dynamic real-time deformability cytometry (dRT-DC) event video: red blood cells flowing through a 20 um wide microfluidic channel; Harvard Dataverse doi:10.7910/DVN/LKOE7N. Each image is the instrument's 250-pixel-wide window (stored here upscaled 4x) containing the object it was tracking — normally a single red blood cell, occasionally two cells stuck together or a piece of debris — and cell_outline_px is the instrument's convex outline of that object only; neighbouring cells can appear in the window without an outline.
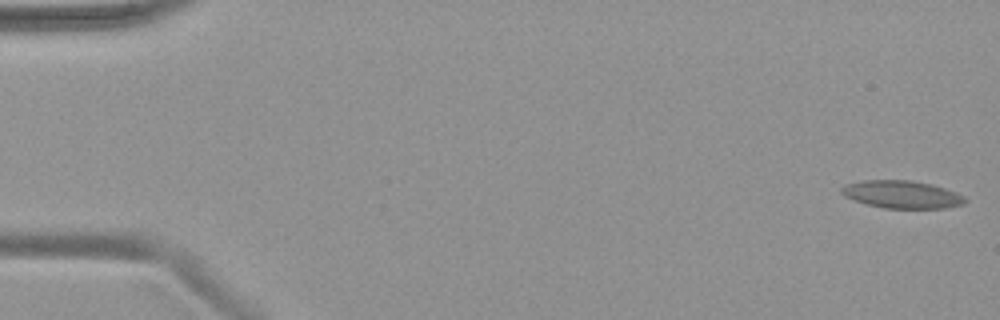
{"species": "common noctule bat (a hibernating species)", "species_latin": "Nyctalus noctula", "temperature_condition": "warm", "stored_images_in_passage": 53, "camera_frame_rate_fps": 3000, "um_per_image_px": 0.085, "animal": {"sex": "female", "body_mass_g": 19.9}, "frame": {"image": 1, "passage_image": 1, "time_ms": 0.0, "image_size_px": [1000, 320], "cell_outline_px": [[968, 200], [964, 204], [944, 208], [884, 208], [868, 204], [844, 196], [840, 192], [840, 188], [844, 184], [864, 180], [912, 180], [932, 184], [956, 192], [964, 196]], "centroid_in_image_um": [76.67, 16.52], "position_along_channel_um": 8.3, "area_um2": 19.94}}
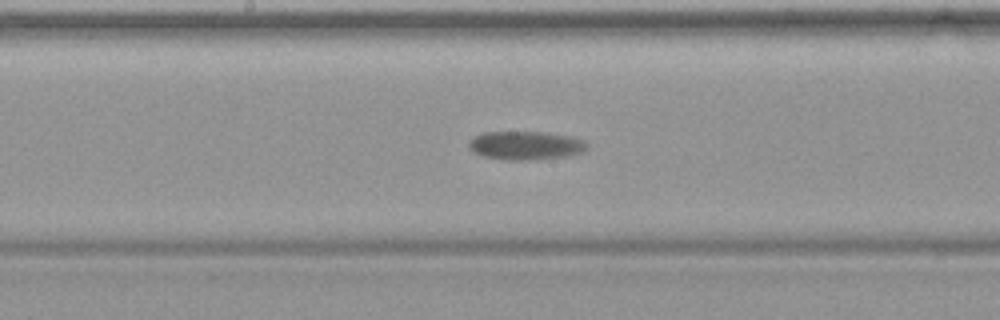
{"frame": {"image": 2, "passage_image": 28, "time_ms": 9.0, "image_size_px": [1000, 320], "cell_outline_px": [[588, 148], [580, 152], [564, 156], [528, 160], [504, 160], [484, 156], [476, 152], [468, 144], [476, 136], [484, 132], [544, 132], [572, 136], [584, 140], [588, 144]], "centroid_in_image_um": [44.73, 12.35], "position_along_channel_um": 203.5, "area_um2": 19.36}}
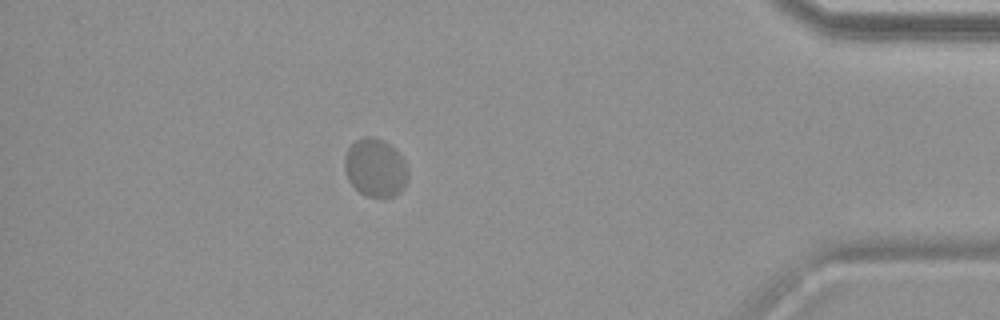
{"frame": {"image": 3, "passage_image": 47, "time_ms": 15.333, "image_size_px": [1000, 320], "cell_outline_px": [[408, 180], [404, 188], [400, 192], [392, 196], [368, 196], [360, 192], [348, 180], [344, 168], [344, 156], [348, 148], [356, 140], [364, 136], [376, 136], [384, 140], [404, 160], [408, 168]], "centroid_in_image_um": [31.9, 14.24], "position_along_channel_um": 403.3, "area_um2": 21.5}}